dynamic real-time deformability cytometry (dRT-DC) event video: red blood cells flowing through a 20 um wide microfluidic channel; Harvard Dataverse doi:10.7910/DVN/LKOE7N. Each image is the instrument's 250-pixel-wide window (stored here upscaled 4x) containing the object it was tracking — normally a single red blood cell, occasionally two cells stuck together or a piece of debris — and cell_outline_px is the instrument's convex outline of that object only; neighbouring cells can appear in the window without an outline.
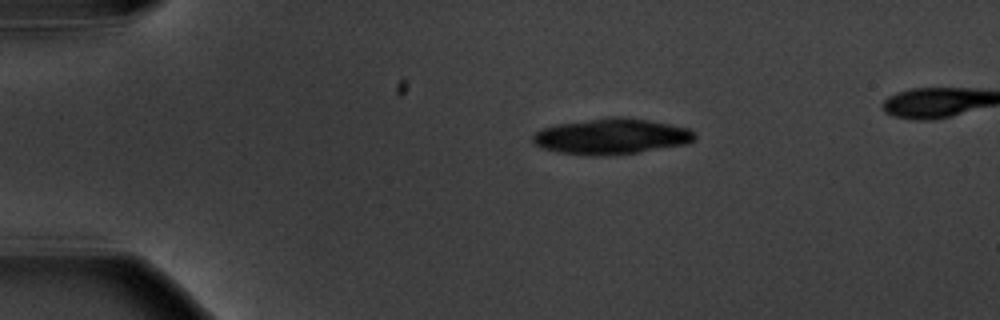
{"species": "common noctule bat (a hibernating species)", "species_latin": "Nyctalus noctula", "temperature_condition": "warm", "stored_images_in_passage": 9, "camera_frame_rate_fps": 3000, "um_per_image_px": 0.085, "animal": {"sex": "male", "body_mass_g": 20.1, "forearm_length_mm": 53.5}, "frame": {"image": 1, "passage_image": 1, "time_ms": 0.0, "image_size_px": [1000, 320], "cell_outline_px": [[696, 140], [688, 144], [636, 152], [596, 156], [560, 152], [544, 148], [536, 144], [532, 140], [532, 136], [540, 128], [556, 124], [608, 116], [620, 116], [648, 120], [692, 128], [696, 132]], "centroid_in_image_um": [52.02, 11.57], "position_along_channel_um": 33.0, "area_um2": 33.87}}